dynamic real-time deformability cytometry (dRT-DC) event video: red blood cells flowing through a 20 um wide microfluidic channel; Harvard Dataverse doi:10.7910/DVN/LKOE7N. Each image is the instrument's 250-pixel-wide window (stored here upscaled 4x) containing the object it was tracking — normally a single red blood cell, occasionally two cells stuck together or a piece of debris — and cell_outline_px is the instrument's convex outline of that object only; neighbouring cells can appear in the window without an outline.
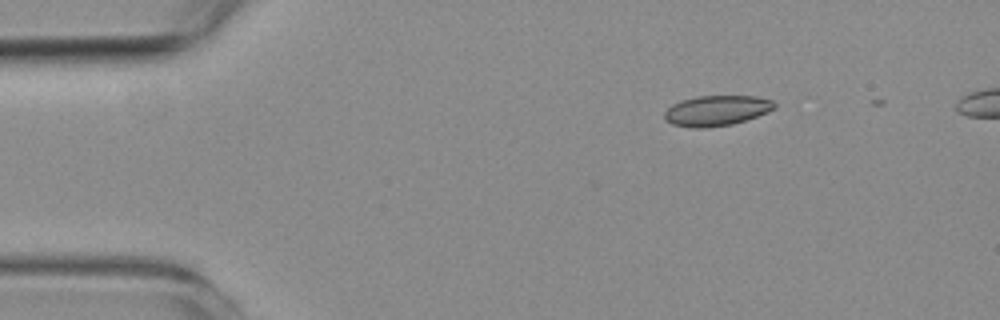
{"species": "common noctule bat (a hibernating species)", "species_latin": "Nyctalus noctula", "temperature_condition": "room temperature", "stored_images_in_passage": 2, "camera_frame_rate_fps": 3000, "um_per_image_px": 0.085, "animal": {"sex": "female", "body_mass_g": 19.3, "forearm_length_mm": 54.1}, "frame": {"image": 1, "passage_image": 1, "time_ms": 0.0, "image_size_px": [1000, 320], "cell_outline_px": [[776, 108], [768, 112], [732, 124], [704, 128], [692, 128], [672, 124], [664, 120], [664, 112], [672, 104], [680, 100], [696, 96], [756, 96], [772, 100], [776, 104]], "centroid_in_image_um": [60.88, 9.4], "position_along_channel_um": 24.1, "area_um2": 19.54}}